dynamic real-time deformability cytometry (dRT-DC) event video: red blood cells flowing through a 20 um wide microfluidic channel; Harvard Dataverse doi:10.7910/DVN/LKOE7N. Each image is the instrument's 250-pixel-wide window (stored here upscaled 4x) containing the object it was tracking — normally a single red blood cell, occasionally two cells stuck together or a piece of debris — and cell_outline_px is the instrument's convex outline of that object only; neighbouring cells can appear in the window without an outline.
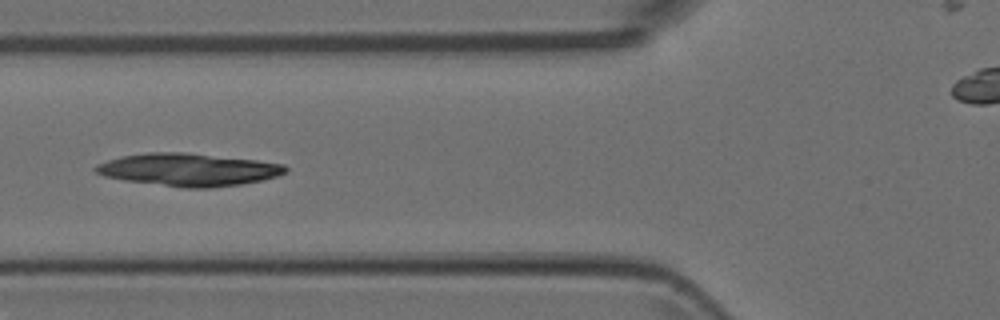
{"species": "Egyptian fruit bat (a non-hibernating species)", "species_latin": "Rousettus aegyptiacus", "temperature_condition": "room temperature", "stored_images_in_passage": 5, "camera_frame_rate_fps": 3000, "um_per_image_px": 0.085, "animal": {"sex": "female"}, "frame": {"image": 1, "passage_image": 4, "time_ms": 1.0, "image_size_px": [1000, 320], "cell_outline_px": [[288, 172], [264, 180], [240, 184], [212, 188], [184, 188], [124, 180], [104, 176], [96, 172], [92, 168], [96, 164], [120, 156], [144, 152], [184, 152], [256, 160], [284, 164], [288, 168]], "centroid_in_image_um": [16.0, 14.42], "position_along_channel_um": 109.8, "area_um2": 36.3}}
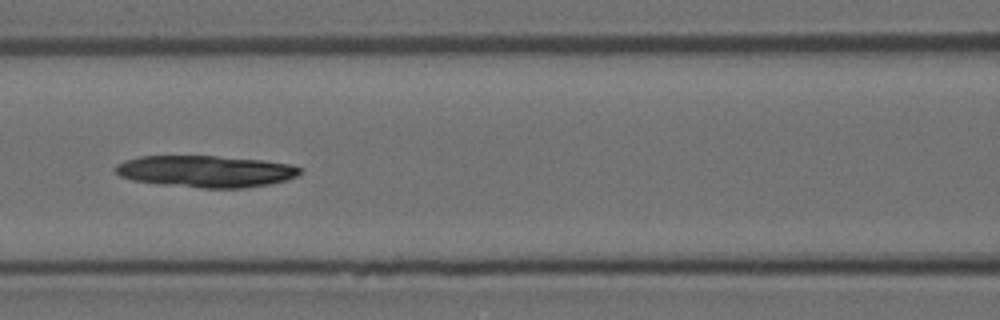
{"frame": {"image": 2, "passage_image": 5, "time_ms": 1.333, "image_size_px": [1000, 320], "cell_outline_px": [[304, 168], [296, 176], [288, 180], [268, 184], [244, 188], [200, 188], [160, 184], [132, 180], [120, 176], [112, 168], [116, 164], [124, 160], [140, 156], [216, 156], [264, 160], [288, 164]], "centroid_in_image_um": [17.47, 14.56], "position_along_channel_um": 149.1, "area_um2": 34.33}}